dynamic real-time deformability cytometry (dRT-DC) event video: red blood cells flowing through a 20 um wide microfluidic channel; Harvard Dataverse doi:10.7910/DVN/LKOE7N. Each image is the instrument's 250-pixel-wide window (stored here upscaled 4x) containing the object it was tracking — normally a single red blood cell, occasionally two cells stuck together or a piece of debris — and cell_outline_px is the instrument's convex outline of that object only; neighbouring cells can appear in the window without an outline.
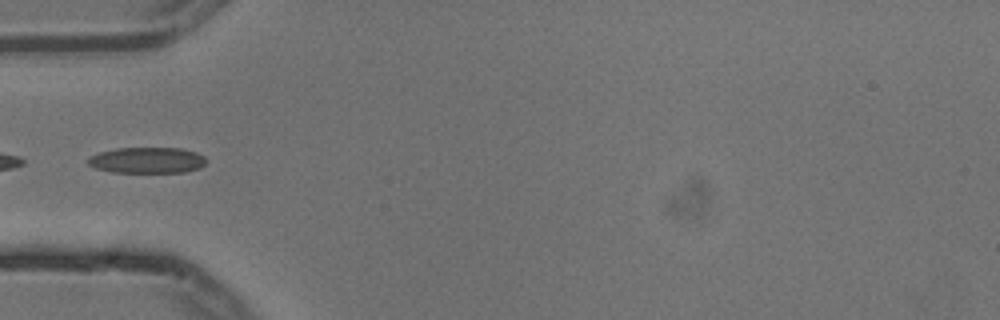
{"species": "common noctule bat (a hibernating species)", "species_latin": "Nyctalus noctula", "temperature_condition": "cold", "stored_images_in_passage": 4, "camera_frame_rate_fps": 3000, "um_per_image_px": 0.085, "animal": {"sex": "male", "body_mass_g": 13.3}, "frame": {"image": 1, "passage_image": 4, "time_ms": 1.0, "image_size_px": [1000, 320], "cell_outline_px": [[208, 160], [200, 168], [184, 172], [112, 172], [96, 168], [88, 164], [88, 156], [100, 152], [116, 148], [180, 148], [196, 152], [204, 156]], "centroid_in_image_um": [12.52, 13.61], "position_along_channel_um": 72.5, "area_um2": 17.92}}